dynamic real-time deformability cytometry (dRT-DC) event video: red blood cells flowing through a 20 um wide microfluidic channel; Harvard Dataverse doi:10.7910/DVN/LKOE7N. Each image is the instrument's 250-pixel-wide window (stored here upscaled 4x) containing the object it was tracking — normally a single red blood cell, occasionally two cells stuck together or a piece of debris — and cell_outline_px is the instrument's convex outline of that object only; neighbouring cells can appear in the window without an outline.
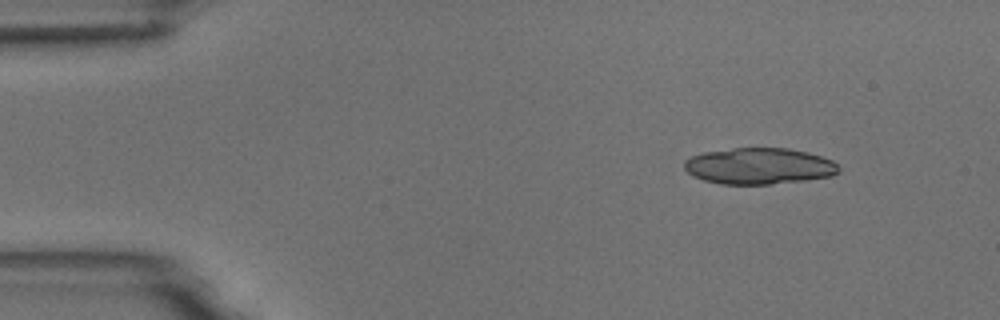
{"species": "common noctule bat (a hibernating species)", "species_latin": "Nyctalus noctula", "temperature_condition": "room temperature", "stored_images_in_passage": 4, "camera_frame_rate_fps": 3000, "um_per_image_px": 0.085, "animal": {"sex": "male", "body_mass_g": 18.8}, "frame": {"image": 1, "passage_image": 1, "time_ms": 0.0, "image_size_px": [1000, 320], "cell_outline_px": [[840, 172], [832, 176], [804, 180], [768, 184], [720, 184], [704, 180], [692, 176], [684, 168], [684, 160], [692, 156], [704, 152], [732, 148], [788, 148], [808, 152], [832, 160], [840, 168]], "centroid_in_image_um": [64.52, 14.11], "position_along_channel_um": 20.5, "area_um2": 32.71}}
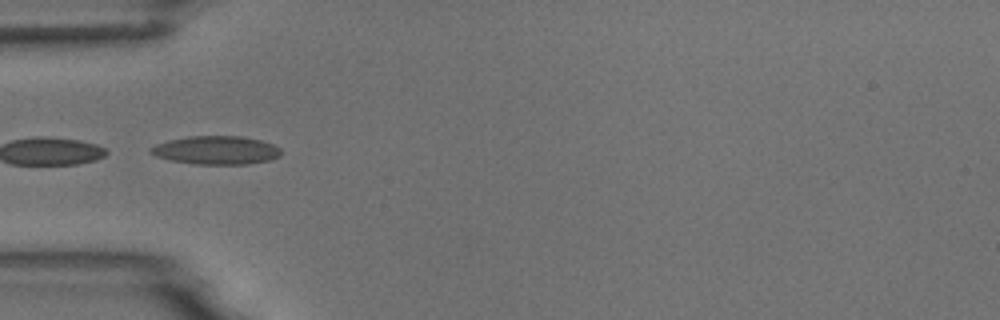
{"frame": {"image": 2, "passage_image": 4, "time_ms": 3.667, "image_size_px": [1000, 320], "cell_outline_px": [[280, 156], [272, 160], [248, 164], [192, 164], [168, 160], [156, 156], [148, 152], [148, 148], [156, 144], [168, 140], [188, 136], [240, 136], [260, 140], [272, 144], [280, 148]], "centroid_in_image_um": [18.34, 12.77], "position_along_channel_um": 66.7, "area_um2": 21.79}}